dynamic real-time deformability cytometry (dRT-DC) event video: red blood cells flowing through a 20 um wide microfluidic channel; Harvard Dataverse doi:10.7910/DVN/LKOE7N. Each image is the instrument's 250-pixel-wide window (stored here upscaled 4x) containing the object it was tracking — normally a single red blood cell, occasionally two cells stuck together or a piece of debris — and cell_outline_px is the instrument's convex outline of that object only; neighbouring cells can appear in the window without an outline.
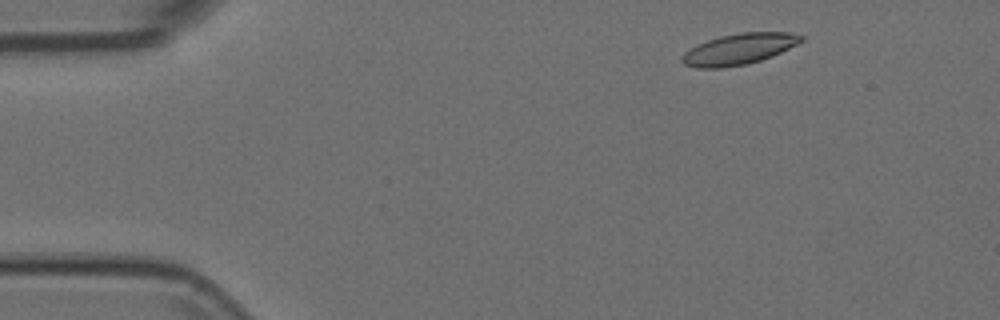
{"species": "Egyptian fruit bat (a non-hibernating species)", "species_latin": "Rousettus aegyptiacus", "temperature_condition": "room temperature", "stored_images_in_passage": 42, "camera_frame_rate_fps": 3000, "um_per_image_px": 0.085, "animal": {"sex": "female"}, "frame": {"image": 1, "passage_image": 4, "time_ms": 1.0, "image_size_px": [1000, 320], "cell_outline_px": [[804, 40], [772, 56], [760, 60], [744, 64], [720, 68], [696, 68], [684, 64], [680, 60], [680, 56], [684, 52], [696, 44], [720, 36], [740, 32], [788, 32], [804, 36]], "centroid_in_image_um": [62.76, 4.16], "position_along_channel_um": 22.2, "area_um2": 21.44}}
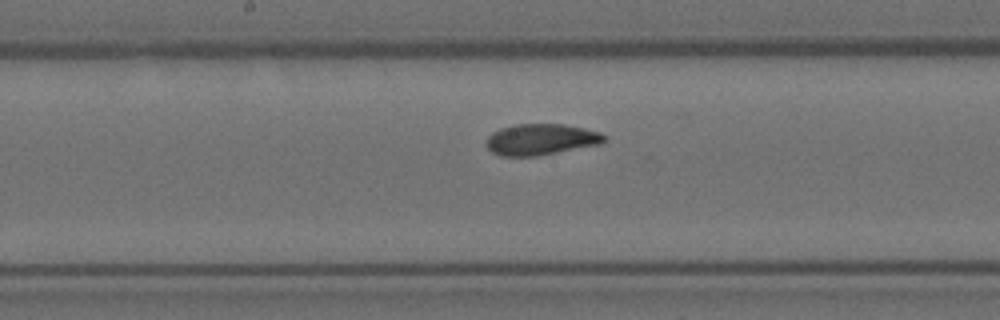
{"frame": {"image": 2, "passage_image": 25, "time_ms": 8.0, "image_size_px": [1000, 320], "cell_outline_px": [[608, 140], [600, 144], [536, 156], [500, 156], [492, 152], [484, 144], [484, 140], [492, 132], [500, 128], [516, 124], [564, 124], [584, 128], [600, 132], [608, 136]], "centroid_in_image_um": [45.97, 11.85], "position_along_channel_um": 202.2, "area_um2": 21.68}}
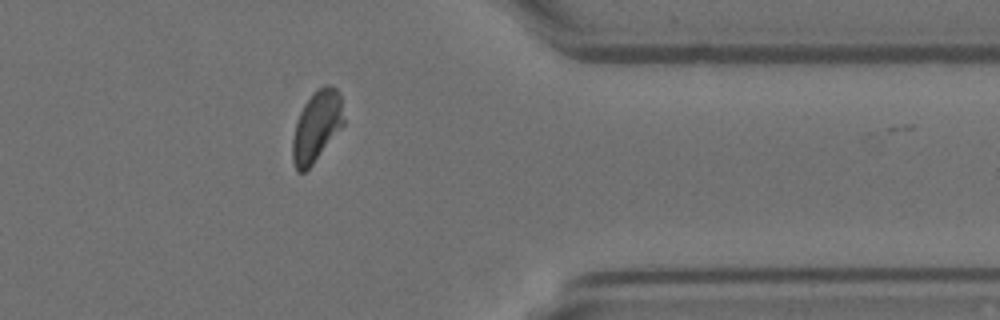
{"frame": {"image": 3, "passage_image": 41, "time_ms": 13.333, "image_size_px": [1000, 320], "cell_outline_px": [[344, 124], [312, 164], [304, 172], [296, 172], [292, 160], [292, 140], [296, 124], [300, 112], [304, 104], [316, 88], [324, 84], [328, 84], [336, 88], [340, 92], [344, 120]], "centroid_in_image_um": [26.91, 10.7], "position_along_channel_um": 384.5, "area_um2": 21.04}}